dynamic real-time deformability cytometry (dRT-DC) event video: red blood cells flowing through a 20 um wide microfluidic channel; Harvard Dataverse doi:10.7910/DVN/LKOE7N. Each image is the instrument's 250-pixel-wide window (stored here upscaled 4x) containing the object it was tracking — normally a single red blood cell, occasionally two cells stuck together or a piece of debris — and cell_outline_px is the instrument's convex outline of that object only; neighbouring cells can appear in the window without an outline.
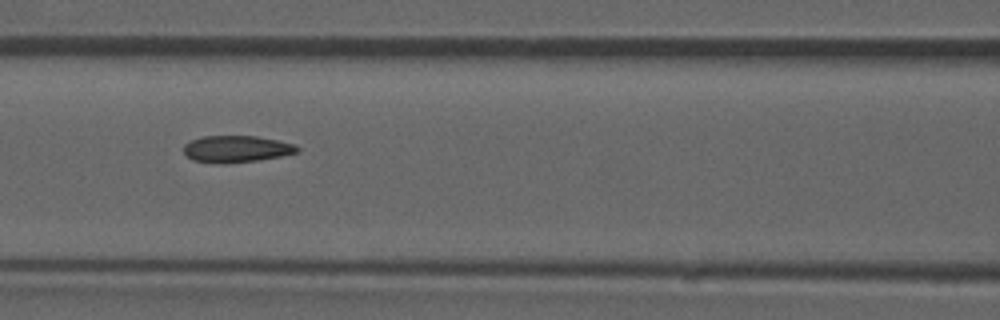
{"species": "common noctule bat (a hibernating species)", "species_latin": "Nyctalus noctula", "temperature_condition": "room temperature", "stored_images_in_passage": 53, "camera_frame_rate_fps": 3000, "um_per_image_px": 0.085, "animal": {"sex": "male", "forearm_length_mm": 52.5}, "frame": {"image": 1, "passage_image": 23, "time_ms": 7.333, "image_size_px": [1000, 320], "cell_outline_px": [[300, 152], [260, 160], [220, 164], [192, 160], [184, 152], [184, 144], [200, 136], [256, 136], [296, 144], [300, 148]], "centroid_in_image_um": [20.11, 12.66], "position_along_channel_um": 146.5, "area_um2": 17.8}, "authors_computed_cell_mechanics": {"area_um2": 17.918, "velocity_mm_per_s": 3.9053, "shape_relaxation_time_tau1_ms": 10.7731, "shape_relaxation_time_tau2_ms": 1.8651, "deformation_change_tau1": 0.2177, "deformation_change_tau2": 0.0775}}